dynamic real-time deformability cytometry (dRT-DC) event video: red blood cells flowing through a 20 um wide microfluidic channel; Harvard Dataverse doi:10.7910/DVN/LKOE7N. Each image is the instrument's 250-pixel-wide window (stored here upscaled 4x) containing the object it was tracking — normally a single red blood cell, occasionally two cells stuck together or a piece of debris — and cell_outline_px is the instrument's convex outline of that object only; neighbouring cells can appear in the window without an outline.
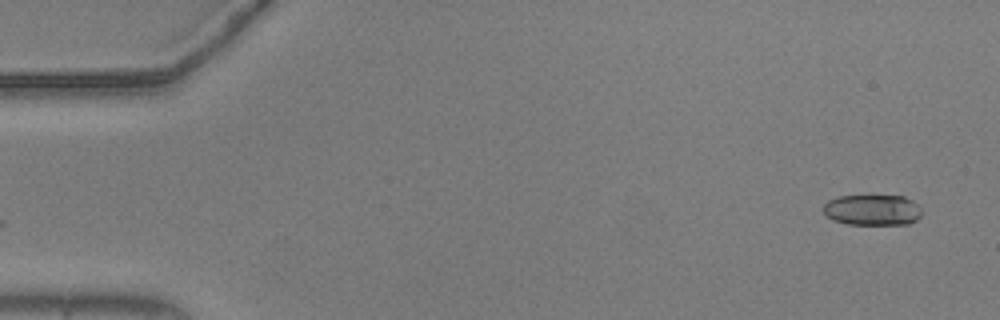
{"species": "common noctule bat (a hibernating species)", "species_latin": "Nyctalus noctula", "temperature_condition": "warm", "stored_images_in_passage": 54, "camera_frame_rate_fps": 3000, "um_per_image_px": 0.085, "animal": {"sex": "male", "body_mass_g": 20.5, "forearm_length_mm": 52.5}, "frame": {"image": 1, "passage_image": 1, "time_ms": 0.0, "image_size_px": [1000, 320], "cell_outline_px": [[920, 216], [916, 220], [908, 224], [848, 224], [832, 220], [824, 212], [824, 204], [828, 200], [840, 196], [904, 196], [912, 200], [920, 208]], "centroid_in_image_um": [74.15, 17.85], "position_along_channel_um": 10.9, "area_um2": 17.51}}
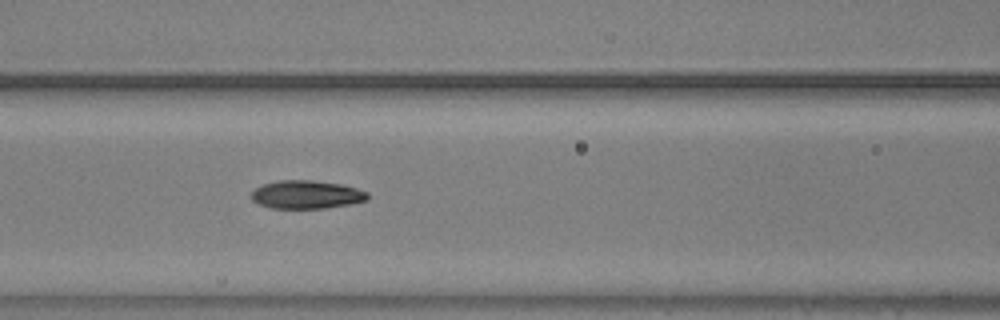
{"frame": {"image": 2, "passage_image": 22, "time_ms": 7.0, "image_size_px": [1000, 320], "cell_outline_px": [[368, 200], [352, 204], [324, 208], [272, 208], [260, 204], [252, 200], [252, 192], [256, 188], [264, 184], [280, 180], [312, 180], [340, 184], [356, 188], [368, 192]], "centroid_in_image_um": [26.08, 16.54], "position_along_channel_um": 140.5, "area_um2": 19.02}}
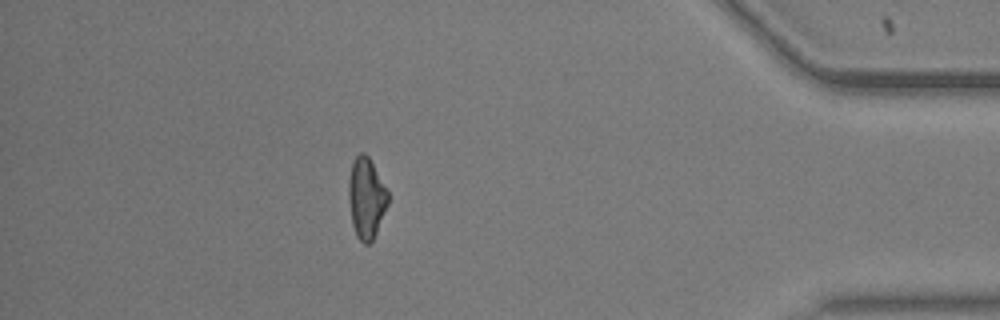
{"frame": {"image": 3, "passage_image": 47, "time_ms": 15.333, "image_size_px": [1000, 320], "cell_outline_px": [[388, 204], [376, 232], [372, 240], [368, 244], [364, 244], [356, 236], [352, 224], [348, 196], [348, 180], [352, 164], [356, 156], [360, 152], [364, 152], [368, 156], [388, 192]], "centroid_in_image_um": [31.11, 16.84], "position_along_channel_um": 404.1, "area_um2": 18.32}, "authors_computed_cell_mechanics": {"area_um2": 18.9006, "velocity_mm_per_s": 3.6878, "shape_relaxation_time_tau1_ms": 6.5462, "shape_relaxation_time_tau2_ms": 2.7421, "deformation_change_tau1": 0.1574, "deformation_change_tau2": 0.0939}}